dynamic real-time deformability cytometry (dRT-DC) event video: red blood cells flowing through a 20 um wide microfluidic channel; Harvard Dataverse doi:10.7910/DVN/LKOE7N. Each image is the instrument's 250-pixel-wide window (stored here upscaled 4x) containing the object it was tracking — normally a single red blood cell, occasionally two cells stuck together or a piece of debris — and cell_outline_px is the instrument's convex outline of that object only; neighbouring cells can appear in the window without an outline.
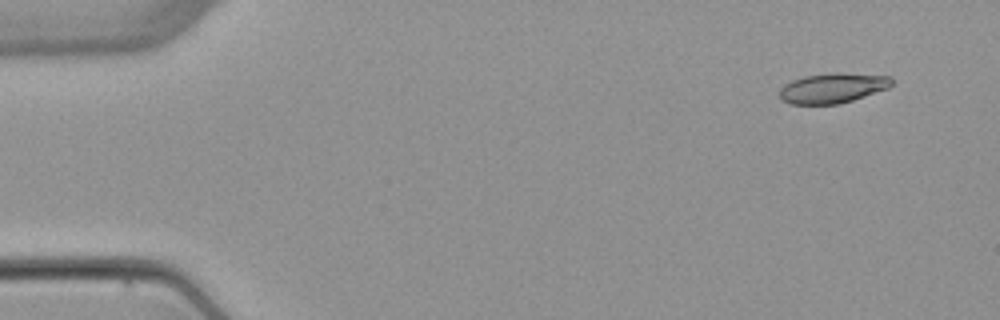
{"species": "common noctule bat (a hibernating species)", "species_latin": "Nyctalus noctula", "temperature_condition": "warm", "stored_images_in_passage": 3, "camera_frame_rate_fps": 3000, "um_per_image_px": 0.085, "animal": {"sex": "female", "body_mass_g": 22.7, "forearm_length_mm": 54.2}, "frame": {"image": 1, "passage_image": 1, "time_ms": 0.0, "image_size_px": [1000, 320], "cell_outline_px": [[892, 84], [888, 88], [840, 104], [788, 104], [780, 100], [780, 88], [784, 84], [792, 80], [804, 76], [832, 72], [840, 72], [892, 76]], "centroid_in_image_um": [70.75, 7.47], "position_along_channel_um": 14.2, "area_um2": 19.83}}
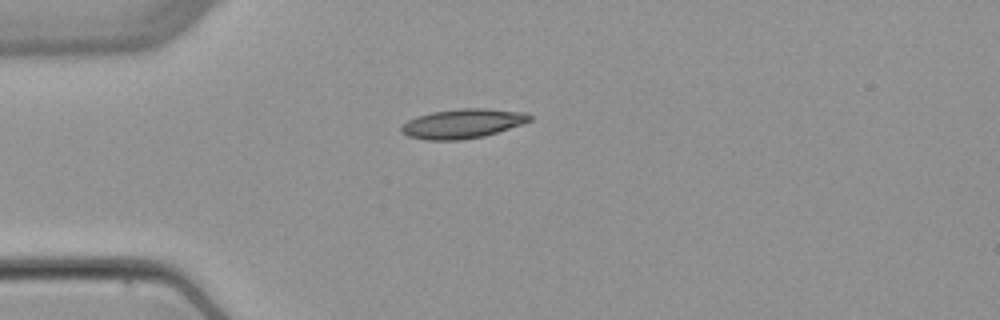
{"frame": {"image": 2, "passage_image": 3, "time_ms": 3.333, "image_size_px": [1000, 320], "cell_outline_px": [[532, 120], [524, 124], [484, 136], [460, 140], [424, 140], [408, 136], [400, 132], [400, 128], [408, 120], [416, 116], [432, 112], [460, 108], [488, 108], [528, 112], [532, 116]], "centroid_in_image_um": [39.36, 10.5], "position_along_channel_um": 45.6, "area_um2": 22.31}}